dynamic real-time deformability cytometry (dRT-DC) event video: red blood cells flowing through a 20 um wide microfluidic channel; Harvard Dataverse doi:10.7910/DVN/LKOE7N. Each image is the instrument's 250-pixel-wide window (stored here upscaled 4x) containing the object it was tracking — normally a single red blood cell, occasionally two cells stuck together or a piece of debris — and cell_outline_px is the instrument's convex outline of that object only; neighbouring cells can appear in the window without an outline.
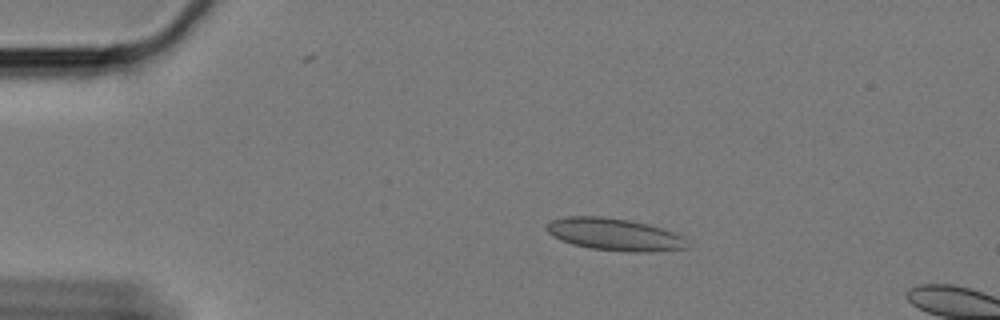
{"species": "Egyptian fruit bat (a non-hibernating species)", "species_latin": "Rousettus aegyptiacus", "temperature_condition": "cold", "stored_images_in_passage": 15, "camera_frame_rate_fps": 3000, "um_per_image_px": 0.085, "animal": {"sex": "female"}, "frame": {"image": 1, "passage_image": 11, "time_ms": 3.333, "image_size_px": [1000, 320], "cell_outline_px": [[688, 248], [652, 252], [628, 252], [592, 248], [572, 244], [560, 240], [552, 236], [544, 228], [552, 220], [564, 216], [604, 216], [632, 220], [664, 228], [684, 236]], "centroid_in_image_um": [52.24, 19.92], "position_along_channel_um": 32.8, "area_um2": 26.76}}